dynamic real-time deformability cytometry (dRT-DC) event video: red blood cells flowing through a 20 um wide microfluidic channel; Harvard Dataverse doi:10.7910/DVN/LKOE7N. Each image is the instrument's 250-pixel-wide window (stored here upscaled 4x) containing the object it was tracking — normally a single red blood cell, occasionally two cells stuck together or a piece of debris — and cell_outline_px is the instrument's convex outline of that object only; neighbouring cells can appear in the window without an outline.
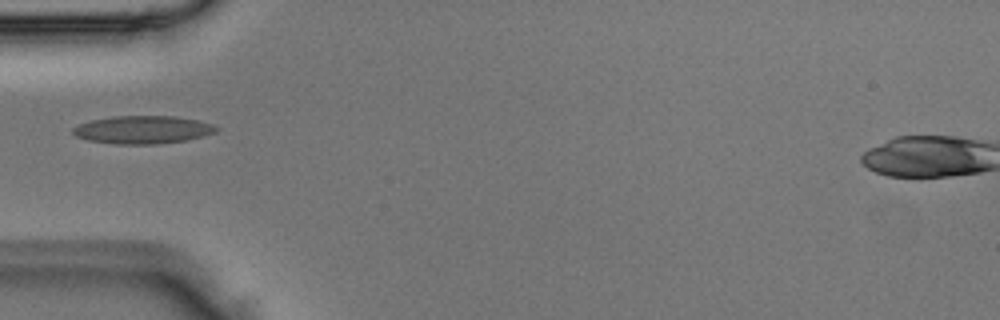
{"species": "Egyptian fruit bat (a non-hibernating species)", "species_latin": "Rousettus aegyptiacus", "temperature_condition": "room temperature", "stored_images_in_passage": 1, "camera_frame_rate_fps": 3000, "um_per_image_px": 0.085, "animal": {"sex": "male"}, "frame": {"image": 1, "passage_image": 1, "time_ms": 0.0, "image_size_px": [1000, 320], "cell_outline_px": [[220, 128], [216, 132], [204, 136], [184, 140], [156, 144], [116, 144], [88, 140], [76, 136], [72, 132], [72, 128], [76, 124], [92, 120], [112, 116], [176, 116], [196, 120], [212, 124]], "centroid_in_image_um": [12.12, 11.02], "position_along_channel_um": 72.9, "area_um2": 23.35}}